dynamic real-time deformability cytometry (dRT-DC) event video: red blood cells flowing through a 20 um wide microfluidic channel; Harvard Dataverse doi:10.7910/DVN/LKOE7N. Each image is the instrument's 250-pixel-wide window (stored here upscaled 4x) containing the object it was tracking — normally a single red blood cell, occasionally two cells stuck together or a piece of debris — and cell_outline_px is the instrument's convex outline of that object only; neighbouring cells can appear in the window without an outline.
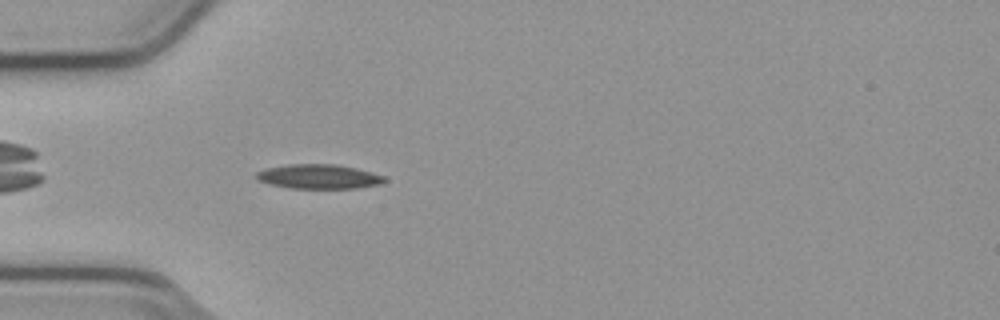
{"species": "common noctule bat (a hibernating species)", "species_latin": "Nyctalus noctula", "temperature_condition": "cold", "stored_images_in_passage": 42, "camera_frame_rate_fps": 3000, "um_per_image_px": 0.085, "animal": {"sex": "male", "body_mass_g": 23.1, "forearm_length_mm": 52.7}, "frame": {"image": 1, "passage_image": 4, "time_ms": 1.0, "image_size_px": [1000, 320], "cell_outline_px": [[388, 180], [380, 184], [356, 188], [288, 188], [268, 184], [256, 180], [256, 172], [264, 168], [288, 164], [336, 164], [356, 168], [384, 176]], "centroid_in_image_um": [27.05, 15.01], "position_along_channel_um": 58.0, "area_um2": 18.38}}
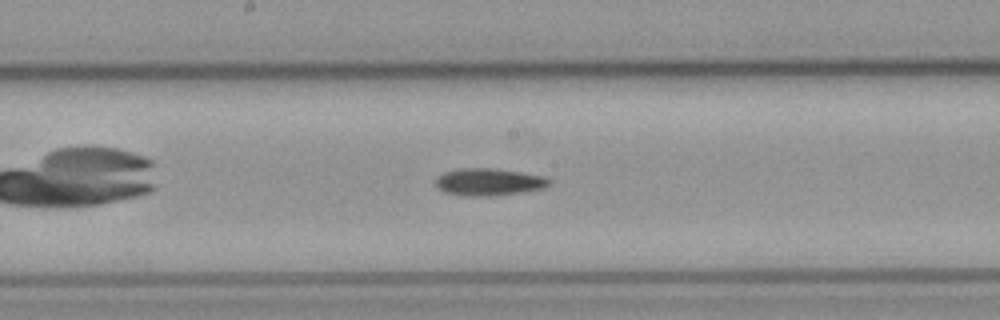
{"frame": {"image": 2, "passage_image": 16, "time_ms": 5.0, "image_size_px": [1000, 320], "cell_outline_px": [[548, 184], [544, 188], [520, 192], [492, 196], [464, 196], [444, 192], [436, 188], [436, 176], [444, 172], [456, 168], [496, 168], [544, 176], [548, 180]], "centroid_in_image_um": [41.46, 15.46], "position_along_channel_um": 206.7, "area_um2": 18.09}}
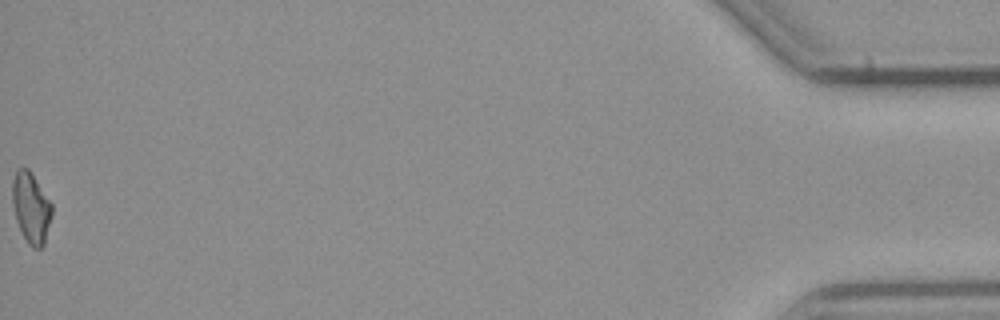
{"frame": {"image": 3, "passage_image": 42, "time_ms": 13.667, "image_size_px": [1000, 320], "cell_outline_px": [[52, 216], [44, 244], [40, 248], [32, 248], [28, 244], [16, 220], [12, 204], [12, 180], [16, 168], [28, 168], [52, 204]], "centroid_in_image_um": [2.63, 17.65], "position_along_channel_um": 432.6, "area_um2": 16.24}}